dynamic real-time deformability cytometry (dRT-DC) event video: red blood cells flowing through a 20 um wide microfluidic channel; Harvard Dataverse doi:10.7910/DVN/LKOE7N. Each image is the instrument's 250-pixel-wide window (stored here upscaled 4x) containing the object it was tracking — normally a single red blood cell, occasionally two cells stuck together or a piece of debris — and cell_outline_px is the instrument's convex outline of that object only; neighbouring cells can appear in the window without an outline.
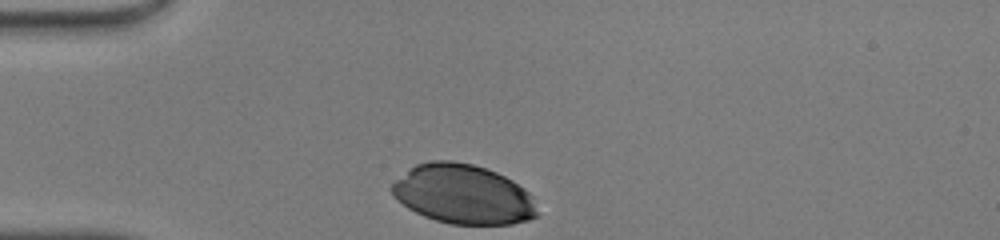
{"species": "human", "species_latin": "Homo sapiens", "temperature_condition": "warm", "stored_images_in_passage": 27, "camera_frame_rate_fps": 3000, "um_per_image_px": 0.085, "donor": {"sex": "male"}, "frame": {"image": 1, "passage_image": 1, "time_ms": 0.0, "image_size_px": [1000, 240], "cell_outline_px": [[536, 216], [528, 220], [512, 224], [452, 224], [436, 220], [424, 216], [408, 208], [396, 200], [392, 192], [392, 184], [396, 180], [416, 164], [432, 160], [452, 160], [472, 164], [496, 172], [512, 180], [524, 188], [532, 196], [536, 212]], "centroid_in_image_um": [39.36, 16.51], "position_along_channel_um": 45.6, "area_um2": 50.0}}
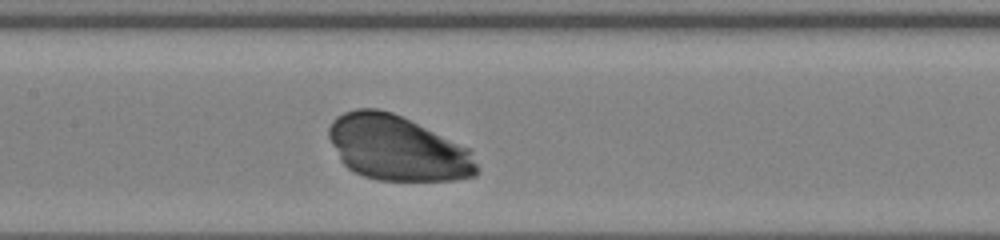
{"frame": {"image": 2, "passage_image": 12, "time_ms": 3.667, "image_size_px": [1000, 240], "cell_outline_px": [[480, 172], [476, 176], [456, 180], [380, 180], [364, 176], [348, 168], [340, 160], [328, 136], [328, 128], [332, 120], [336, 116], [344, 112], [356, 108], [380, 108], [392, 112], [468, 148], [472, 152], [480, 168]], "centroid_in_image_um": [33.77, 12.59], "position_along_channel_um": 173.6, "area_um2": 56.01}}
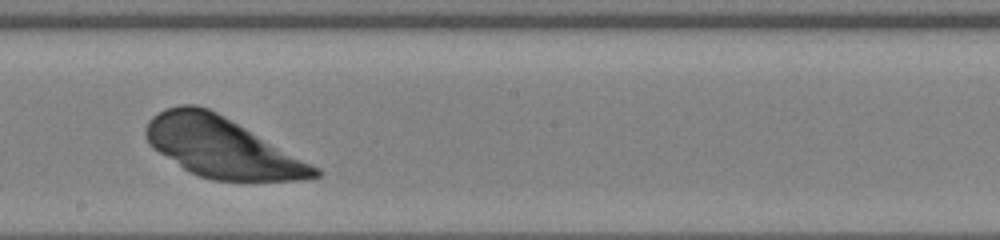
{"frame": {"image": 3, "passage_image": 16, "time_ms": 5.0, "image_size_px": [1000, 240], "cell_outline_px": [[324, 172], [320, 176], [304, 180], [212, 180], [188, 172], [152, 148], [148, 144], [144, 132], [144, 128], [148, 120], [152, 116], [164, 108], [180, 104], [196, 104], [208, 108], [224, 116], [320, 168]], "centroid_in_image_um": [18.81, 12.52], "position_along_channel_um": 229.4, "area_um2": 59.07}}